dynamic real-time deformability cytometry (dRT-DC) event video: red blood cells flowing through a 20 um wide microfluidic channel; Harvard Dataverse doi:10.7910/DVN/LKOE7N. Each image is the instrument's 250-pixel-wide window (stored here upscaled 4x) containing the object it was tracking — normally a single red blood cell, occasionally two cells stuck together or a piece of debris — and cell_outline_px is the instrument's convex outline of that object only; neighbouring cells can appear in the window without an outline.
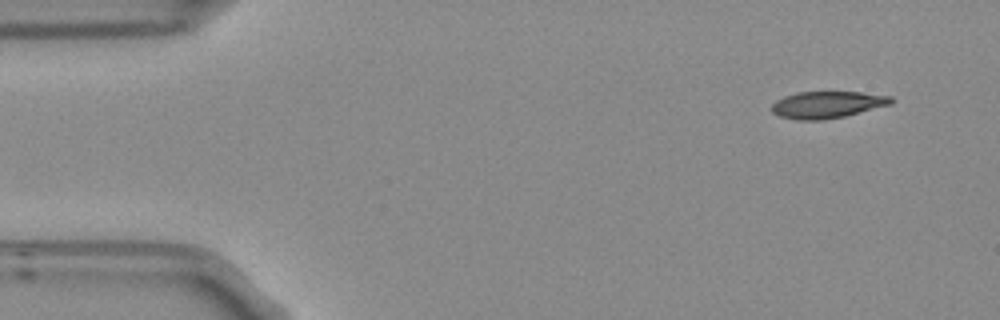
{"species": "Egyptian fruit bat (a non-hibernating species)", "species_latin": "Rousettus aegyptiacus", "temperature_condition": "room temperature", "stored_images_in_passage": 3, "camera_frame_rate_fps": 3000, "um_per_image_px": 0.085, "frame": {"image": 1, "passage_image": 1, "time_ms": 0.0, "image_size_px": [1000, 320], "cell_outline_px": [[892, 104], [844, 116], [824, 120], [796, 120], [780, 116], [772, 112], [772, 104], [776, 100], [784, 96], [796, 92], [860, 92], [892, 96]], "centroid_in_image_um": [70.3, 8.9], "position_along_channel_um": 14.7, "area_um2": 18.67}}
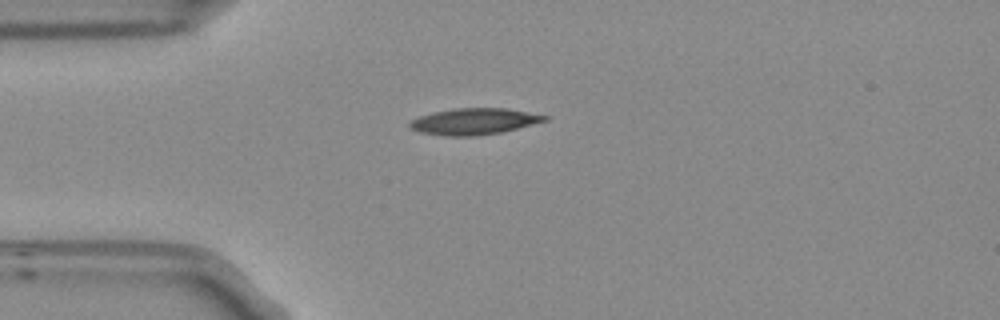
{"frame": {"image": 2, "passage_image": 3, "time_ms": 0.667, "image_size_px": [1000, 320], "cell_outline_px": [[548, 120], [500, 132], [476, 136], [444, 136], [420, 132], [408, 128], [408, 124], [412, 120], [420, 116], [432, 112], [452, 108], [508, 108], [548, 116]], "centroid_in_image_um": [40.25, 10.32], "position_along_channel_um": 44.8, "area_um2": 20.69}}